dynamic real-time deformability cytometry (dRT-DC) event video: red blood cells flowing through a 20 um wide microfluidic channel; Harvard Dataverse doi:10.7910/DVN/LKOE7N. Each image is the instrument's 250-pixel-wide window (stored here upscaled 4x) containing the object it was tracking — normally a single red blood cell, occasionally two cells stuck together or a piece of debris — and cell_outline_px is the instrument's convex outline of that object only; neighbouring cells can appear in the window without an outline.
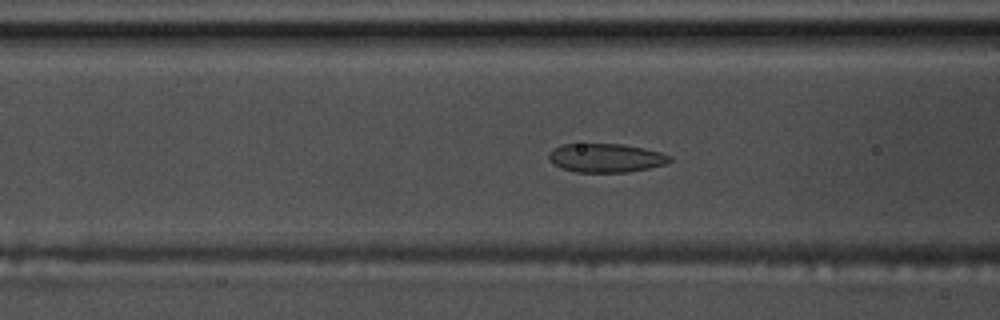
{"species": "common noctule bat (a hibernating species)", "species_latin": "Nyctalus noctula", "temperature_condition": "warm", "stored_images_in_passage": 55, "camera_frame_rate_fps": 3000, "um_per_image_px": 0.085, "animal": {"sex": "male", "body_mass_g": 17.5, "forearm_length_mm": 52.3}, "frame": {"image": 1, "passage_image": 20, "time_ms": 6.333, "image_size_px": [1000, 320], "cell_outline_px": [[672, 160], [664, 164], [648, 168], [628, 172], [576, 172], [564, 168], [556, 164], [548, 156], [560, 144], [624, 144], [644, 148], [660, 152], [672, 156]], "centroid_in_image_um": [51.57, 13.41], "position_along_channel_um": 115.0, "area_um2": 19.94}}
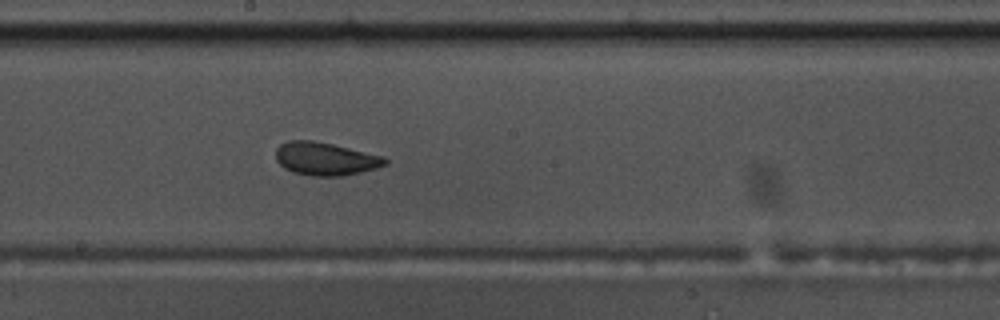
{"frame": {"image": 2, "passage_image": 29, "time_ms": 9.333, "image_size_px": [1000, 320], "cell_outline_px": [[388, 164], [376, 168], [344, 176], [312, 176], [292, 172], [284, 168], [276, 160], [276, 148], [280, 144], [288, 140], [312, 140], [332, 144], [384, 156], [388, 160]], "centroid_in_image_um": [27.65, 13.5], "position_along_channel_um": 220.5, "area_um2": 21.15}}
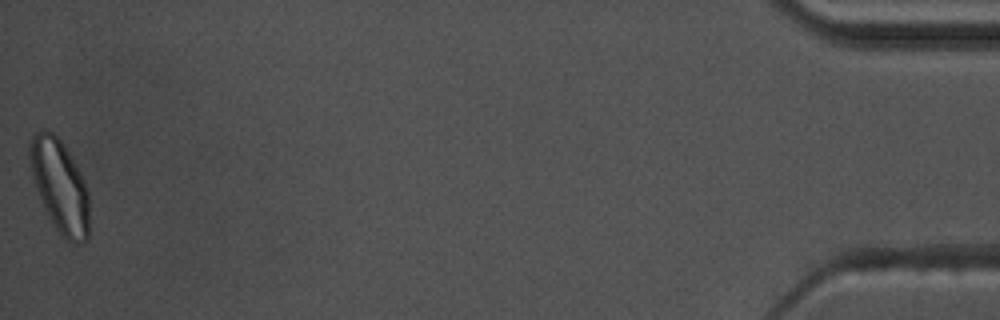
{"frame": {"image": 3, "passage_image": 55, "time_ms": 18.0, "image_size_px": [1000, 320], "cell_outline_px": [[88, 240], [80, 244], [72, 244], [56, 228], [44, 208], [36, 188], [32, 176], [28, 156], [28, 144], [32, 136], [36, 132], [44, 128], [48, 128], [60, 140], [68, 152], [80, 172], [84, 180], [88, 192]], "centroid_in_image_um": [5.06, 15.78], "position_along_channel_um": 430.1, "area_um2": 32.08}, "authors_computed_cell_mechanics": {"area_um2": 21.3282, "velocity_mm_per_s": 3.5322, "shape_relaxation_time_tau1_ms": 6.5634, "shape_relaxation_time_tau2_ms": 1.5947, "deformation_change_tau1": 0.1309, "deformation_change_tau2": 0.0594}}